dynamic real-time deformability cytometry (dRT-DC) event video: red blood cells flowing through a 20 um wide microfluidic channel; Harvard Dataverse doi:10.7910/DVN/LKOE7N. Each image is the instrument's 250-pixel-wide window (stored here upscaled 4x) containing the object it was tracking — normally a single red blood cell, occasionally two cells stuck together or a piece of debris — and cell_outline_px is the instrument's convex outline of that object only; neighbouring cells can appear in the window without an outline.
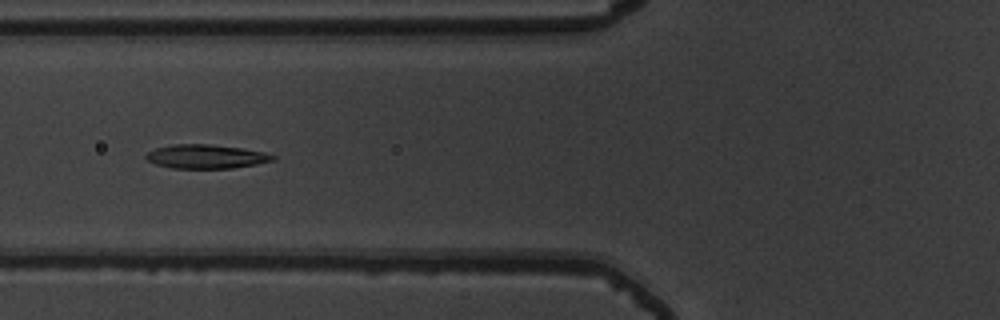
{"species": "common noctule bat (a hibernating species)", "species_latin": "Nyctalus noctula", "temperature_condition": "warm", "stored_images_in_passage": 54, "camera_frame_rate_fps": 3000, "um_per_image_px": 0.085, "animal": {"sex": "male", "body_mass_g": 19.5, "forearm_length_mm": 54.6}, "frame": {"image": 1, "passage_image": 21, "time_ms": 6.667, "image_size_px": [1000, 320], "cell_outline_px": [[276, 160], [256, 164], [232, 168], [172, 168], [156, 164], [148, 160], [144, 156], [148, 152], [156, 148], [172, 144], [208, 144], [240, 148], [264, 152], [276, 156]], "centroid_in_image_um": [17.52, 13.3], "position_along_channel_um": 108.3, "area_um2": 17.57}}
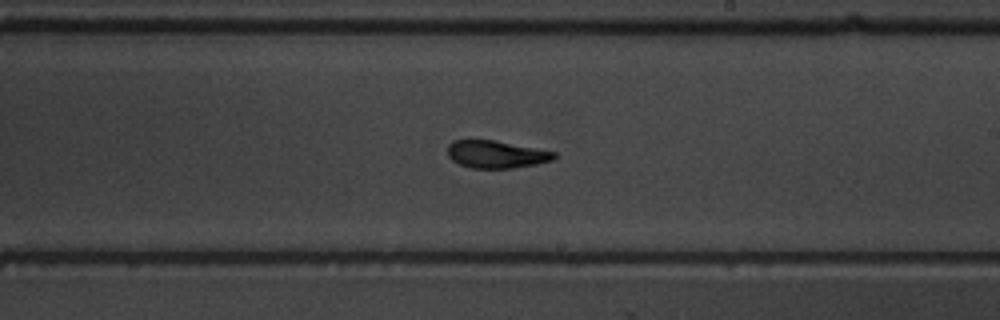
{"frame": {"image": 2, "passage_image": 32, "time_ms": 10.333, "image_size_px": [1000, 320], "cell_outline_px": [[556, 156], [552, 160], [536, 164], [512, 168], [472, 168], [460, 164], [452, 160], [448, 156], [448, 144], [452, 140], [492, 140], [536, 148], [556, 152]], "centroid_in_image_um": [42.16, 13.11], "position_along_channel_um": 246.8, "area_um2": 16.94}}
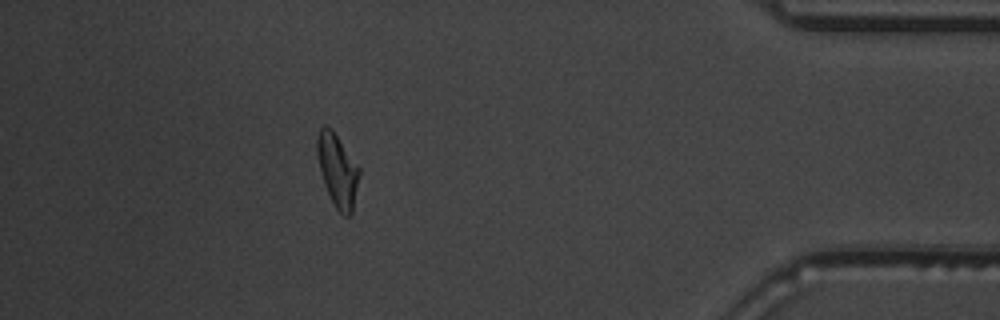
{"frame": {"image": 3, "passage_image": 48, "time_ms": 15.667, "image_size_px": [1000, 320], "cell_outline_px": [[360, 172], [352, 216], [344, 216], [336, 208], [324, 184], [316, 152], [316, 136], [320, 128], [324, 124], [332, 128], [360, 168]], "centroid_in_image_um": [28.69, 14.45], "position_along_channel_um": 406.5, "area_um2": 17.98}, "authors_computed_cell_mechanics": {"area_um2": 17.629, "velocity_mm_per_s": 3.7907, "shape_relaxation_time_tau1_ms": 5.1724, "shape_relaxation_time_tau2_ms": 2.0194, "deformation_change_tau1": 0.1955, "deformation_change_tau2": 0.0982}}